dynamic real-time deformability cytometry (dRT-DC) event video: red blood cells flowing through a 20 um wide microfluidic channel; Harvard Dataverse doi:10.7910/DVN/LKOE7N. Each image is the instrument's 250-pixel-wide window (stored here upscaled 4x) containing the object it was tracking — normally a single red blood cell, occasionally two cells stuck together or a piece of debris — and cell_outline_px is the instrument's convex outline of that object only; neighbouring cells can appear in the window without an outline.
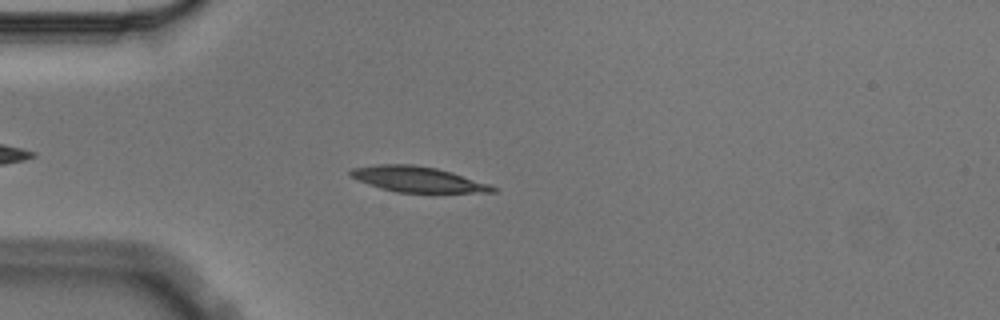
{"species": "Egyptian fruit bat (a non-hibernating species)", "species_latin": "Rousettus aegyptiacus", "temperature_condition": "cold", "stored_images_in_passage": 4, "camera_frame_rate_fps": 3000, "um_per_image_px": 0.085, "animal": {"sex": "male"}, "frame": {"image": 1, "passage_image": 4, "time_ms": 1.0, "image_size_px": [1000, 320], "cell_outline_px": [[500, 188], [496, 192], [396, 192], [380, 188], [368, 184], [348, 176], [348, 172], [352, 168], [376, 164], [412, 164], [436, 168], [452, 172]], "centroid_in_image_um": [35.46, 15.23], "position_along_channel_um": 49.5, "area_um2": 21.1}}